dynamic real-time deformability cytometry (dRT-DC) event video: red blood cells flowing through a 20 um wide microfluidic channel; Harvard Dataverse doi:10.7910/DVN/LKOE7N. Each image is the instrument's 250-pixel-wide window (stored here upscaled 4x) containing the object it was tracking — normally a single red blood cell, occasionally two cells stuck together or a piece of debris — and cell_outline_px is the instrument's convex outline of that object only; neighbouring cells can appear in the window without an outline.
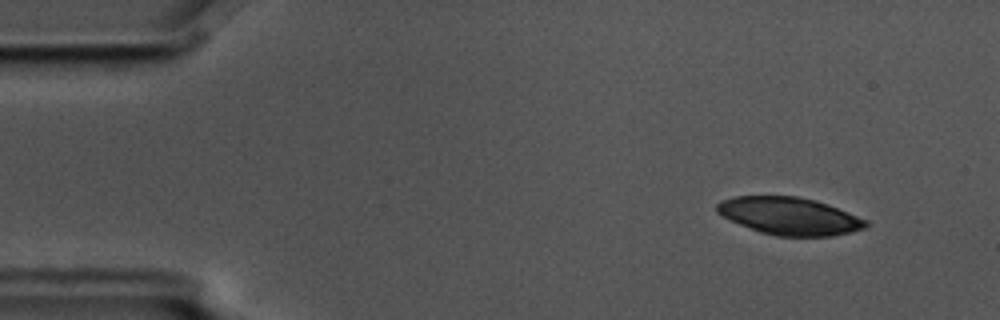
{"species": "common noctule bat (a hibernating species)", "species_latin": "Nyctalus noctula", "temperature_condition": "cold", "stored_images_in_passage": 4, "camera_frame_rate_fps": 3000, "um_per_image_px": 0.085, "animal": {"sex": "male", "body_mass_g": 17.5, "forearm_length_mm": 52.3}, "frame": {"image": 1, "passage_image": 1, "time_ms": 0.0, "image_size_px": [1000, 320], "cell_outline_px": [[868, 228], [852, 232], [832, 236], [776, 236], [760, 232], [740, 224], [716, 212], [716, 204], [720, 200], [736, 196], [796, 196], [816, 200], [828, 204], [868, 220]], "centroid_in_image_um": [67.14, 18.36], "position_along_channel_um": 17.9, "area_um2": 32.6}}